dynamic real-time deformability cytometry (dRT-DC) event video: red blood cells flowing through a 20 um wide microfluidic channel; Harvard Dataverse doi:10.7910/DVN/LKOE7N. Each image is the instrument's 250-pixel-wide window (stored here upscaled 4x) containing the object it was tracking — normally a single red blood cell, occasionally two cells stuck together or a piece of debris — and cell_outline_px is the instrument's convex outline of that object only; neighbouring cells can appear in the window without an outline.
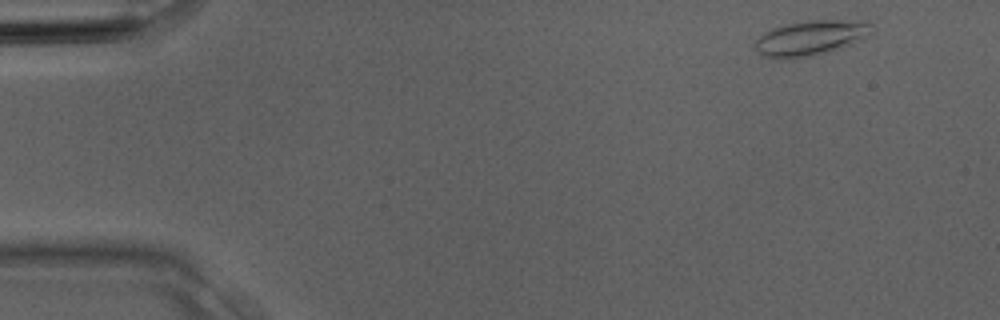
{"species": "Egyptian fruit bat (a non-hibernating species)", "species_latin": "Rousettus aegyptiacus", "temperature_condition": "room temperature", "stored_images_in_passage": 2, "camera_frame_rate_fps": 3000, "um_per_image_px": 0.085, "animal": {"sex": "male"}, "frame": {"image": 1, "passage_image": 1, "time_ms": 0.0, "image_size_px": [1000, 320], "cell_outline_px": [[876, 32], [864, 40], [840, 48], [812, 56], [792, 60], [780, 60], [764, 56], [756, 52], [752, 48], [756, 40], [764, 32], [772, 28], [788, 24], [808, 20], [868, 20], [872, 24]], "centroid_in_image_um": [68.96, 3.24], "position_along_channel_um": 16.0, "area_um2": 24.74}}